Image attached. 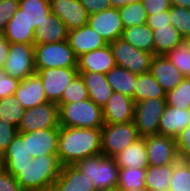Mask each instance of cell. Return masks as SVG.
Instances as JSON below:
<instances>
[{"label":"cell","mask_w":190,"mask_h":191,"mask_svg":"<svg viewBox=\"0 0 190 191\" xmlns=\"http://www.w3.org/2000/svg\"><path fill=\"white\" fill-rule=\"evenodd\" d=\"M179 160L190 158V125L175 138Z\"/></svg>","instance_id":"45"},{"label":"cell","mask_w":190,"mask_h":191,"mask_svg":"<svg viewBox=\"0 0 190 191\" xmlns=\"http://www.w3.org/2000/svg\"><path fill=\"white\" fill-rule=\"evenodd\" d=\"M113 158L119 168H146L149 162L145 138L139 137Z\"/></svg>","instance_id":"25"},{"label":"cell","mask_w":190,"mask_h":191,"mask_svg":"<svg viewBox=\"0 0 190 191\" xmlns=\"http://www.w3.org/2000/svg\"><path fill=\"white\" fill-rule=\"evenodd\" d=\"M68 30L65 23L51 13L38 25L34 33V44L57 43L67 40Z\"/></svg>","instance_id":"24"},{"label":"cell","mask_w":190,"mask_h":191,"mask_svg":"<svg viewBox=\"0 0 190 191\" xmlns=\"http://www.w3.org/2000/svg\"><path fill=\"white\" fill-rule=\"evenodd\" d=\"M118 10L124 28L140 26L147 23L148 16L140 0L125 5Z\"/></svg>","instance_id":"34"},{"label":"cell","mask_w":190,"mask_h":191,"mask_svg":"<svg viewBox=\"0 0 190 191\" xmlns=\"http://www.w3.org/2000/svg\"><path fill=\"white\" fill-rule=\"evenodd\" d=\"M89 15L108 10L111 7L109 0H78Z\"/></svg>","instance_id":"47"},{"label":"cell","mask_w":190,"mask_h":191,"mask_svg":"<svg viewBox=\"0 0 190 191\" xmlns=\"http://www.w3.org/2000/svg\"><path fill=\"white\" fill-rule=\"evenodd\" d=\"M34 33L24 11L18 8L5 27L4 37L9 43L34 44Z\"/></svg>","instance_id":"23"},{"label":"cell","mask_w":190,"mask_h":191,"mask_svg":"<svg viewBox=\"0 0 190 191\" xmlns=\"http://www.w3.org/2000/svg\"><path fill=\"white\" fill-rule=\"evenodd\" d=\"M6 169H23L32 164V157L27 153L26 133L18 132L4 152Z\"/></svg>","instance_id":"27"},{"label":"cell","mask_w":190,"mask_h":191,"mask_svg":"<svg viewBox=\"0 0 190 191\" xmlns=\"http://www.w3.org/2000/svg\"><path fill=\"white\" fill-rule=\"evenodd\" d=\"M49 3L51 12L65 23L68 31L87 25L89 14L78 0H49Z\"/></svg>","instance_id":"15"},{"label":"cell","mask_w":190,"mask_h":191,"mask_svg":"<svg viewBox=\"0 0 190 191\" xmlns=\"http://www.w3.org/2000/svg\"><path fill=\"white\" fill-rule=\"evenodd\" d=\"M6 171V163L4 158V153L0 152V174Z\"/></svg>","instance_id":"53"},{"label":"cell","mask_w":190,"mask_h":191,"mask_svg":"<svg viewBox=\"0 0 190 191\" xmlns=\"http://www.w3.org/2000/svg\"><path fill=\"white\" fill-rule=\"evenodd\" d=\"M166 103L178 109H190V77L184 78L175 89L166 93Z\"/></svg>","instance_id":"37"},{"label":"cell","mask_w":190,"mask_h":191,"mask_svg":"<svg viewBox=\"0 0 190 191\" xmlns=\"http://www.w3.org/2000/svg\"><path fill=\"white\" fill-rule=\"evenodd\" d=\"M152 30H155L156 27H163L171 25L170 23V16H169V10L160 12L158 14L149 15L147 17V23H146Z\"/></svg>","instance_id":"49"},{"label":"cell","mask_w":190,"mask_h":191,"mask_svg":"<svg viewBox=\"0 0 190 191\" xmlns=\"http://www.w3.org/2000/svg\"><path fill=\"white\" fill-rule=\"evenodd\" d=\"M25 110L14 96L0 99V119L4 122L18 127Z\"/></svg>","instance_id":"36"},{"label":"cell","mask_w":190,"mask_h":191,"mask_svg":"<svg viewBox=\"0 0 190 191\" xmlns=\"http://www.w3.org/2000/svg\"><path fill=\"white\" fill-rule=\"evenodd\" d=\"M50 128H60L59 106L54 102H46L34 108L26 109L17 130L28 133L38 129Z\"/></svg>","instance_id":"10"},{"label":"cell","mask_w":190,"mask_h":191,"mask_svg":"<svg viewBox=\"0 0 190 191\" xmlns=\"http://www.w3.org/2000/svg\"><path fill=\"white\" fill-rule=\"evenodd\" d=\"M93 183L97 191L118 186L119 167L113 157L103 153L87 157L74 164Z\"/></svg>","instance_id":"4"},{"label":"cell","mask_w":190,"mask_h":191,"mask_svg":"<svg viewBox=\"0 0 190 191\" xmlns=\"http://www.w3.org/2000/svg\"><path fill=\"white\" fill-rule=\"evenodd\" d=\"M131 191H148V189L147 188H135V189H133V190H131Z\"/></svg>","instance_id":"56"},{"label":"cell","mask_w":190,"mask_h":191,"mask_svg":"<svg viewBox=\"0 0 190 191\" xmlns=\"http://www.w3.org/2000/svg\"><path fill=\"white\" fill-rule=\"evenodd\" d=\"M109 44L118 67L128 69L137 75L150 71L153 54L135 48L121 38Z\"/></svg>","instance_id":"8"},{"label":"cell","mask_w":190,"mask_h":191,"mask_svg":"<svg viewBox=\"0 0 190 191\" xmlns=\"http://www.w3.org/2000/svg\"><path fill=\"white\" fill-rule=\"evenodd\" d=\"M121 39L154 55L153 30L147 24L124 28Z\"/></svg>","instance_id":"30"},{"label":"cell","mask_w":190,"mask_h":191,"mask_svg":"<svg viewBox=\"0 0 190 191\" xmlns=\"http://www.w3.org/2000/svg\"><path fill=\"white\" fill-rule=\"evenodd\" d=\"M169 191H190V171L181 160L173 164Z\"/></svg>","instance_id":"41"},{"label":"cell","mask_w":190,"mask_h":191,"mask_svg":"<svg viewBox=\"0 0 190 191\" xmlns=\"http://www.w3.org/2000/svg\"><path fill=\"white\" fill-rule=\"evenodd\" d=\"M56 191H97L93 183L75 165H63L53 184Z\"/></svg>","instance_id":"21"},{"label":"cell","mask_w":190,"mask_h":191,"mask_svg":"<svg viewBox=\"0 0 190 191\" xmlns=\"http://www.w3.org/2000/svg\"><path fill=\"white\" fill-rule=\"evenodd\" d=\"M116 65L110 44L85 53L77 59L78 72H98L106 74Z\"/></svg>","instance_id":"19"},{"label":"cell","mask_w":190,"mask_h":191,"mask_svg":"<svg viewBox=\"0 0 190 191\" xmlns=\"http://www.w3.org/2000/svg\"><path fill=\"white\" fill-rule=\"evenodd\" d=\"M181 161L187 166L188 170L190 171V158H185Z\"/></svg>","instance_id":"54"},{"label":"cell","mask_w":190,"mask_h":191,"mask_svg":"<svg viewBox=\"0 0 190 191\" xmlns=\"http://www.w3.org/2000/svg\"><path fill=\"white\" fill-rule=\"evenodd\" d=\"M106 79L113 92L122 93L134 100V87L137 74L130 72L128 69L115 66L106 73Z\"/></svg>","instance_id":"29"},{"label":"cell","mask_w":190,"mask_h":191,"mask_svg":"<svg viewBox=\"0 0 190 191\" xmlns=\"http://www.w3.org/2000/svg\"><path fill=\"white\" fill-rule=\"evenodd\" d=\"M8 52H9V42L4 37L1 40V46H0V68H4L6 60L8 58Z\"/></svg>","instance_id":"50"},{"label":"cell","mask_w":190,"mask_h":191,"mask_svg":"<svg viewBox=\"0 0 190 191\" xmlns=\"http://www.w3.org/2000/svg\"><path fill=\"white\" fill-rule=\"evenodd\" d=\"M149 98H166V92L150 72L137 75L134 87V102Z\"/></svg>","instance_id":"32"},{"label":"cell","mask_w":190,"mask_h":191,"mask_svg":"<svg viewBox=\"0 0 190 191\" xmlns=\"http://www.w3.org/2000/svg\"><path fill=\"white\" fill-rule=\"evenodd\" d=\"M166 56L185 78L190 77V45L184 40Z\"/></svg>","instance_id":"38"},{"label":"cell","mask_w":190,"mask_h":191,"mask_svg":"<svg viewBox=\"0 0 190 191\" xmlns=\"http://www.w3.org/2000/svg\"><path fill=\"white\" fill-rule=\"evenodd\" d=\"M89 93V99L96 105L104 107L113 93L107 82L106 74L98 72H79Z\"/></svg>","instance_id":"26"},{"label":"cell","mask_w":190,"mask_h":191,"mask_svg":"<svg viewBox=\"0 0 190 191\" xmlns=\"http://www.w3.org/2000/svg\"><path fill=\"white\" fill-rule=\"evenodd\" d=\"M172 6H181L190 9V0H170Z\"/></svg>","instance_id":"52"},{"label":"cell","mask_w":190,"mask_h":191,"mask_svg":"<svg viewBox=\"0 0 190 191\" xmlns=\"http://www.w3.org/2000/svg\"><path fill=\"white\" fill-rule=\"evenodd\" d=\"M87 24L104 38L108 44L121 38L124 30L119 10L115 8L89 15Z\"/></svg>","instance_id":"13"},{"label":"cell","mask_w":190,"mask_h":191,"mask_svg":"<svg viewBox=\"0 0 190 191\" xmlns=\"http://www.w3.org/2000/svg\"><path fill=\"white\" fill-rule=\"evenodd\" d=\"M189 125L190 109L182 110L166 105L159 120L158 134L175 139Z\"/></svg>","instance_id":"22"},{"label":"cell","mask_w":190,"mask_h":191,"mask_svg":"<svg viewBox=\"0 0 190 191\" xmlns=\"http://www.w3.org/2000/svg\"><path fill=\"white\" fill-rule=\"evenodd\" d=\"M102 111L105 124L128 123L134 120L135 102L127 95L113 92Z\"/></svg>","instance_id":"14"},{"label":"cell","mask_w":190,"mask_h":191,"mask_svg":"<svg viewBox=\"0 0 190 191\" xmlns=\"http://www.w3.org/2000/svg\"><path fill=\"white\" fill-rule=\"evenodd\" d=\"M0 191H24L15 177L5 171L0 174Z\"/></svg>","instance_id":"48"},{"label":"cell","mask_w":190,"mask_h":191,"mask_svg":"<svg viewBox=\"0 0 190 191\" xmlns=\"http://www.w3.org/2000/svg\"><path fill=\"white\" fill-rule=\"evenodd\" d=\"M67 41L77 58L85 53L108 45L106 40L88 24L81 28L69 30Z\"/></svg>","instance_id":"18"},{"label":"cell","mask_w":190,"mask_h":191,"mask_svg":"<svg viewBox=\"0 0 190 191\" xmlns=\"http://www.w3.org/2000/svg\"><path fill=\"white\" fill-rule=\"evenodd\" d=\"M48 102L58 103L65 87L79 74L77 68H36Z\"/></svg>","instance_id":"11"},{"label":"cell","mask_w":190,"mask_h":191,"mask_svg":"<svg viewBox=\"0 0 190 191\" xmlns=\"http://www.w3.org/2000/svg\"><path fill=\"white\" fill-rule=\"evenodd\" d=\"M59 128L38 129L26 133L27 153L32 158L57 155Z\"/></svg>","instance_id":"16"},{"label":"cell","mask_w":190,"mask_h":191,"mask_svg":"<svg viewBox=\"0 0 190 191\" xmlns=\"http://www.w3.org/2000/svg\"><path fill=\"white\" fill-rule=\"evenodd\" d=\"M14 97L25 109L48 102L41 79L37 74L20 81Z\"/></svg>","instance_id":"20"},{"label":"cell","mask_w":190,"mask_h":191,"mask_svg":"<svg viewBox=\"0 0 190 191\" xmlns=\"http://www.w3.org/2000/svg\"><path fill=\"white\" fill-rule=\"evenodd\" d=\"M89 98V93L85 87L83 78L78 74L71 83H69L57 104H66L72 102H79Z\"/></svg>","instance_id":"39"},{"label":"cell","mask_w":190,"mask_h":191,"mask_svg":"<svg viewBox=\"0 0 190 191\" xmlns=\"http://www.w3.org/2000/svg\"><path fill=\"white\" fill-rule=\"evenodd\" d=\"M4 38V32L0 31V46H1V40Z\"/></svg>","instance_id":"57"},{"label":"cell","mask_w":190,"mask_h":191,"mask_svg":"<svg viewBox=\"0 0 190 191\" xmlns=\"http://www.w3.org/2000/svg\"><path fill=\"white\" fill-rule=\"evenodd\" d=\"M104 191H124V190H122L120 187H113V188H110V189H108V190H104Z\"/></svg>","instance_id":"55"},{"label":"cell","mask_w":190,"mask_h":191,"mask_svg":"<svg viewBox=\"0 0 190 191\" xmlns=\"http://www.w3.org/2000/svg\"><path fill=\"white\" fill-rule=\"evenodd\" d=\"M100 153L101 129L60 126L57 156L62 166Z\"/></svg>","instance_id":"1"},{"label":"cell","mask_w":190,"mask_h":191,"mask_svg":"<svg viewBox=\"0 0 190 191\" xmlns=\"http://www.w3.org/2000/svg\"><path fill=\"white\" fill-rule=\"evenodd\" d=\"M186 42L190 45V36L186 39Z\"/></svg>","instance_id":"59"},{"label":"cell","mask_w":190,"mask_h":191,"mask_svg":"<svg viewBox=\"0 0 190 191\" xmlns=\"http://www.w3.org/2000/svg\"><path fill=\"white\" fill-rule=\"evenodd\" d=\"M3 69L19 81L36 74L34 44L9 43L8 58Z\"/></svg>","instance_id":"9"},{"label":"cell","mask_w":190,"mask_h":191,"mask_svg":"<svg viewBox=\"0 0 190 191\" xmlns=\"http://www.w3.org/2000/svg\"><path fill=\"white\" fill-rule=\"evenodd\" d=\"M144 138L149 165L174 164L179 160L174 138L161 134H154Z\"/></svg>","instance_id":"12"},{"label":"cell","mask_w":190,"mask_h":191,"mask_svg":"<svg viewBox=\"0 0 190 191\" xmlns=\"http://www.w3.org/2000/svg\"><path fill=\"white\" fill-rule=\"evenodd\" d=\"M184 40L173 25L156 27L153 30L154 55H166Z\"/></svg>","instance_id":"28"},{"label":"cell","mask_w":190,"mask_h":191,"mask_svg":"<svg viewBox=\"0 0 190 191\" xmlns=\"http://www.w3.org/2000/svg\"><path fill=\"white\" fill-rule=\"evenodd\" d=\"M146 168H119L118 187L124 191L145 188Z\"/></svg>","instance_id":"35"},{"label":"cell","mask_w":190,"mask_h":191,"mask_svg":"<svg viewBox=\"0 0 190 191\" xmlns=\"http://www.w3.org/2000/svg\"><path fill=\"white\" fill-rule=\"evenodd\" d=\"M17 127L0 119V152L4 153L17 135Z\"/></svg>","instance_id":"44"},{"label":"cell","mask_w":190,"mask_h":191,"mask_svg":"<svg viewBox=\"0 0 190 191\" xmlns=\"http://www.w3.org/2000/svg\"><path fill=\"white\" fill-rule=\"evenodd\" d=\"M18 8L24 11L30 26H33L34 29L52 13L49 0H19Z\"/></svg>","instance_id":"33"},{"label":"cell","mask_w":190,"mask_h":191,"mask_svg":"<svg viewBox=\"0 0 190 191\" xmlns=\"http://www.w3.org/2000/svg\"><path fill=\"white\" fill-rule=\"evenodd\" d=\"M19 6V0H0V31L4 32L8 21L13 17Z\"/></svg>","instance_id":"42"},{"label":"cell","mask_w":190,"mask_h":191,"mask_svg":"<svg viewBox=\"0 0 190 191\" xmlns=\"http://www.w3.org/2000/svg\"><path fill=\"white\" fill-rule=\"evenodd\" d=\"M173 164L148 165L146 167L145 188L148 191H166L170 188Z\"/></svg>","instance_id":"31"},{"label":"cell","mask_w":190,"mask_h":191,"mask_svg":"<svg viewBox=\"0 0 190 191\" xmlns=\"http://www.w3.org/2000/svg\"><path fill=\"white\" fill-rule=\"evenodd\" d=\"M62 165L57 155H42L32 158V164L23 169H6L24 191H44L52 188Z\"/></svg>","instance_id":"2"},{"label":"cell","mask_w":190,"mask_h":191,"mask_svg":"<svg viewBox=\"0 0 190 191\" xmlns=\"http://www.w3.org/2000/svg\"><path fill=\"white\" fill-rule=\"evenodd\" d=\"M60 126L101 129L104 126L102 107L89 98L79 102L58 104Z\"/></svg>","instance_id":"3"},{"label":"cell","mask_w":190,"mask_h":191,"mask_svg":"<svg viewBox=\"0 0 190 191\" xmlns=\"http://www.w3.org/2000/svg\"><path fill=\"white\" fill-rule=\"evenodd\" d=\"M166 105V98H149L135 103L133 121L139 137L158 134L159 120Z\"/></svg>","instance_id":"7"},{"label":"cell","mask_w":190,"mask_h":191,"mask_svg":"<svg viewBox=\"0 0 190 191\" xmlns=\"http://www.w3.org/2000/svg\"><path fill=\"white\" fill-rule=\"evenodd\" d=\"M36 68H77V57L67 40L34 44Z\"/></svg>","instance_id":"5"},{"label":"cell","mask_w":190,"mask_h":191,"mask_svg":"<svg viewBox=\"0 0 190 191\" xmlns=\"http://www.w3.org/2000/svg\"><path fill=\"white\" fill-rule=\"evenodd\" d=\"M138 138L134 121L104 124L101 128V153L107 157H113Z\"/></svg>","instance_id":"6"},{"label":"cell","mask_w":190,"mask_h":191,"mask_svg":"<svg viewBox=\"0 0 190 191\" xmlns=\"http://www.w3.org/2000/svg\"><path fill=\"white\" fill-rule=\"evenodd\" d=\"M146 10L147 16L168 11L171 8L170 0H140Z\"/></svg>","instance_id":"46"},{"label":"cell","mask_w":190,"mask_h":191,"mask_svg":"<svg viewBox=\"0 0 190 191\" xmlns=\"http://www.w3.org/2000/svg\"><path fill=\"white\" fill-rule=\"evenodd\" d=\"M112 8L119 9L125 5L137 2L139 0H109Z\"/></svg>","instance_id":"51"},{"label":"cell","mask_w":190,"mask_h":191,"mask_svg":"<svg viewBox=\"0 0 190 191\" xmlns=\"http://www.w3.org/2000/svg\"><path fill=\"white\" fill-rule=\"evenodd\" d=\"M169 16L171 25L186 40L190 36V9L181 6H171Z\"/></svg>","instance_id":"40"},{"label":"cell","mask_w":190,"mask_h":191,"mask_svg":"<svg viewBox=\"0 0 190 191\" xmlns=\"http://www.w3.org/2000/svg\"><path fill=\"white\" fill-rule=\"evenodd\" d=\"M44 191H56V190L52 187V188L46 189Z\"/></svg>","instance_id":"58"},{"label":"cell","mask_w":190,"mask_h":191,"mask_svg":"<svg viewBox=\"0 0 190 191\" xmlns=\"http://www.w3.org/2000/svg\"><path fill=\"white\" fill-rule=\"evenodd\" d=\"M149 72L166 93L175 89L185 78L166 55H153Z\"/></svg>","instance_id":"17"},{"label":"cell","mask_w":190,"mask_h":191,"mask_svg":"<svg viewBox=\"0 0 190 191\" xmlns=\"http://www.w3.org/2000/svg\"><path fill=\"white\" fill-rule=\"evenodd\" d=\"M20 81L9 76L3 68H0V99L14 96Z\"/></svg>","instance_id":"43"}]
</instances>
